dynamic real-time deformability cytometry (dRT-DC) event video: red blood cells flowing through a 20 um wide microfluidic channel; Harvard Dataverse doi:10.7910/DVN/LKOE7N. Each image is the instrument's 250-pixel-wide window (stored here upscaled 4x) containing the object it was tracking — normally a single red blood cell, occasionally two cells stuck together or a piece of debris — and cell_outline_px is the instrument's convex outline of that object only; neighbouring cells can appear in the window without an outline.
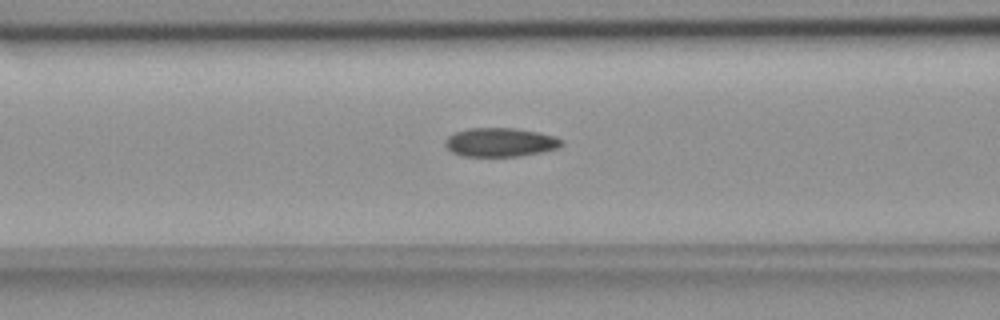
{"species": "common noctule bat (a hibernating species)", "species_latin": "Nyctalus noctula", "temperature_condition": "room temperature", "stored_images_in_passage": 50, "camera_frame_rate_fps": 3000, "um_per_image_px": 0.085, "animal": {"sex": "female", "body_mass_g": 18.4}, "frame": {"image": 1, "passage_image": 22, "time_ms": 7.0, "image_size_px": [1000, 320], "cell_outline_px": [[564, 144], [556, 148], [540, 152], [516, 156], [464, 156], [452, 152], [444, 144], [444, 140], [448, 136], [456, 132], [468, 128], [516, 128], [540, 132], [556, 136], [564, 140]], "centroid_in_image_um": [42.54, 12.08], "position_along_channel_um": 124.1, "area_um2": 19.59}}
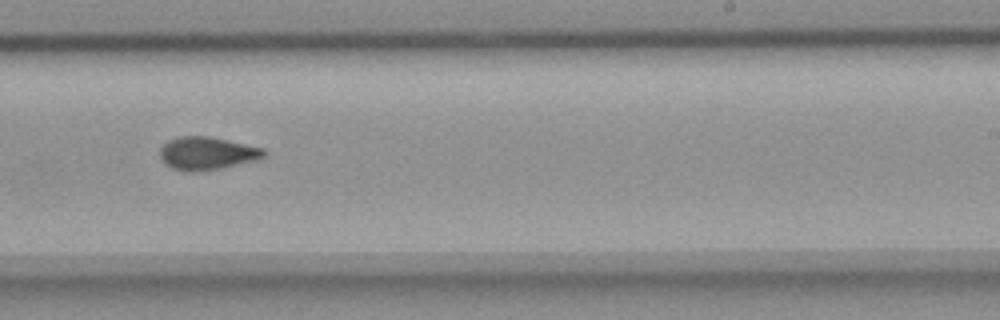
{"frame": {"image": 2, "passage_image": 34, "time_ms": 11.0, "image_size_px": [1000, 320], "cell_outline_px": [[268, 152], [264, 156], [256, 160], [220, 168], [188, 172], [172, 168], [160, 156], [160, 148], [168, 140], [176, 136], [208, 136], [228, 140], [264, 148]], "centroid_in_image_um": [17.61, 13.01], "position_along_channel_um": 271.4, "area_um2": 19.77}}
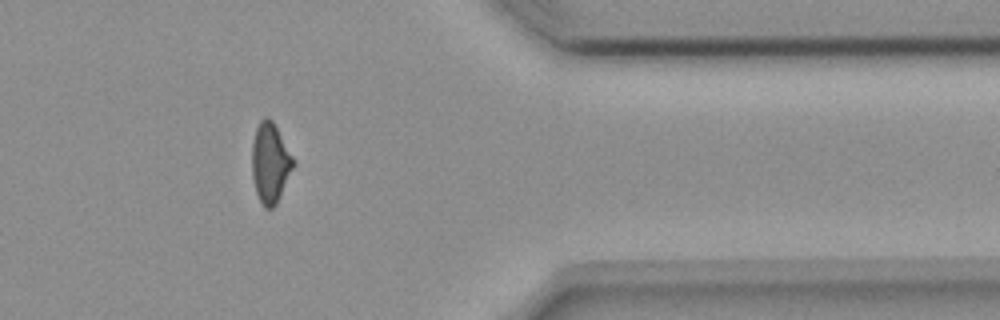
{"frame": {"image": 3, "passage_image": 45, "time_ms": 14.667, "image_size_px": [1000, 320], "cell_outline_px": [[296, 164], [276, 204], [272, 208], [264, 208], [256, 192], [252, 176], [252, 144], [256, 128], [260, 120], [264, 116], [268, 116], [272, 120], [296, 160]], "centroid_in_image_um": [22.99, 13.82], "position_along_channel_um": 388.4, "area_um2": 19.48}, "authors_computed_cell_mechanics": {"area_um2": 19.4786, "velocity_mm_per_s": 3.698, "shape_relaxation_time_tau1_ms": null, "shape_relaxation_time_tau2_ms": 3.1357, "deformation_change_tau1": null, "deformation_change_tau2": 0.0852}}